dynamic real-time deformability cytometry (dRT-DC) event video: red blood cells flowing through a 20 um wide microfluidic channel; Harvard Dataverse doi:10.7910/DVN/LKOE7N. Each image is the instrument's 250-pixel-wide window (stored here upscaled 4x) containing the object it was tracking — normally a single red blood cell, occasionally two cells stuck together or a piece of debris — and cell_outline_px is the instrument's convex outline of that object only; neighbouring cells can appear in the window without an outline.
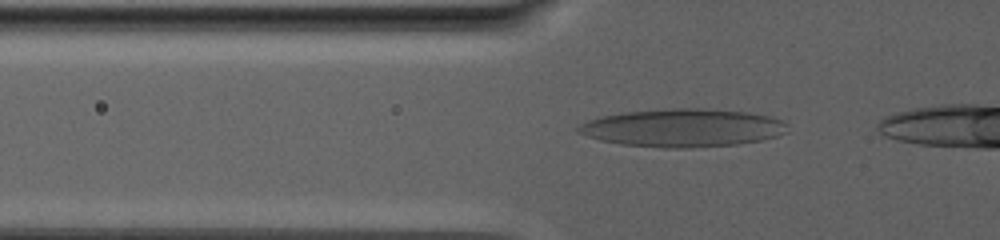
{"species": "human", "species_latin": "Homo sapiens", "temperature_condition": "warm", "stored_images_in_passage": 51, "camera_frame_rate_fps": 3000, "um_per_image_px": 0.085, "donor": {"sex": "male"}, "frame": {"image": 1, "passage_image": 5, "time_ms": 1.333, "image_size_px": [1000, 240], "cell_outline_px": [[788, 132], [776, 136], [760, 140], [736, 144], [688, 148], [664, 148], [620, 144], [600, 140], [576, 132], [576, 128], [580, 124], [588, 120], [600, 116], [620, 112], [672, 108], [700, 108], [748, 112], [768, 116], [780, 120], [788, 124]], "centroid_in_image_um": [58.0, 10.86], "position_along_channel_um": 67.8, "area_um2": 46.53}}
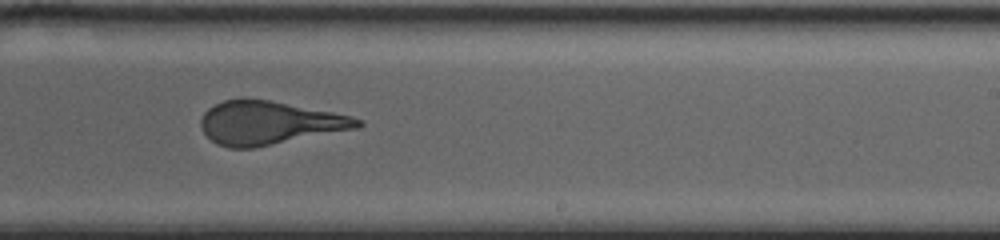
{"frame": {"image": 2, "passage_image": 30, "time_ms": 9.667, "image_size_px": [1000, 240], "cell_outline_px": [[364, 124], [360, 128], [252, 148], [228, 148], [216, 144], [200, 128], [200, 120], [204, 112], [208, 108], [224, 100], [240, 96], [244, 96], [268, 100], [332, 112], [352, 116], [364, 120]], "centroid_in_image_um": [22.87, 10.43], "position_along_channel_um": 266.1, "area_um2": 40.0}}
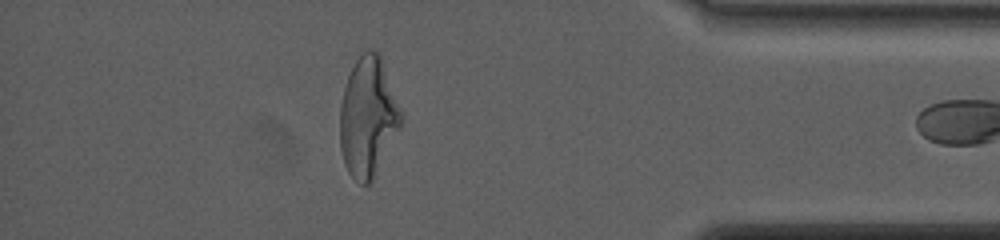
{"frame": {"image": 3, "passage_image": 50, "time_ms": 16.333, "image_size_px": [1000, 240], "cell_outline_px": [[404, 120], [400, 128], [372, 180], [368, 184], [360, 184], [348, 172], [344, 164], [340, 148], [340, 104], [344, 88], [348, 76], [360, 52], [368, 48], [372, 48], [380, 52], [400, 108]], "centroid_in_image_um": [31.27, 9.9], "position_along_channel_um": 403.9, "area_um2": 42.71}}